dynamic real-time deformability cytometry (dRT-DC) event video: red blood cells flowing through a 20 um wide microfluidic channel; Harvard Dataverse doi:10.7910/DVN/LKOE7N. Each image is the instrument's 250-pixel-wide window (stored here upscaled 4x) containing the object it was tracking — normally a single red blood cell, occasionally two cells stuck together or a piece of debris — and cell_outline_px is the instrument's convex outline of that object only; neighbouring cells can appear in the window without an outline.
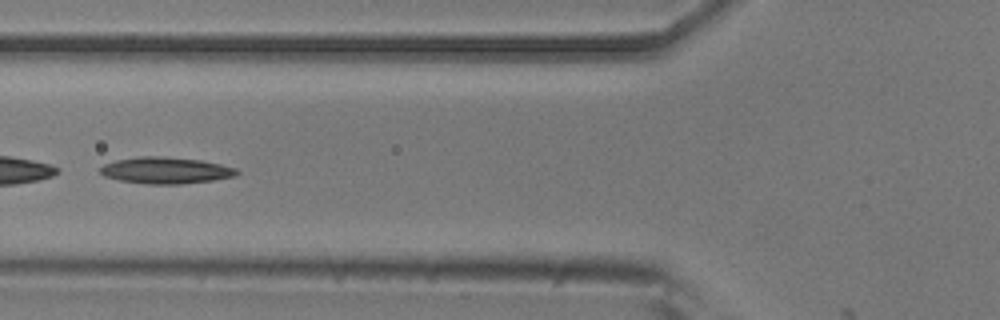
{"species": "common noctule bat (a hibernating species)", "species_latin": "Nyctalus noctula", "temperature_condition": "room temperature", "stored_images_in_passage": 50, "camera_frame_rate_fps": 3000, "um_per_image_px": 0.085, "animal": {"sex": "male", "body_mass_g": 20.5, "forearm_length_mm": 52.5}, "frame": {"image": 1, "passage_image": 19, "time_ms": 6.0, "image_size_px": [1000, 320], "cell_outline_px": [[240, 172], [236, 176], [212, 180], [180, 184], [148, 184], [120, 180], [104, 176], [100, 172], [100, 168], [104, 164], [116, 160], [144, 156], [160, 156], [200, 160], [220, 164], [236, 168]], "centroid_in_image_um": [14.1, 14.48], "position_along_channel_um": 111.7, "area_um2": 20.92}}
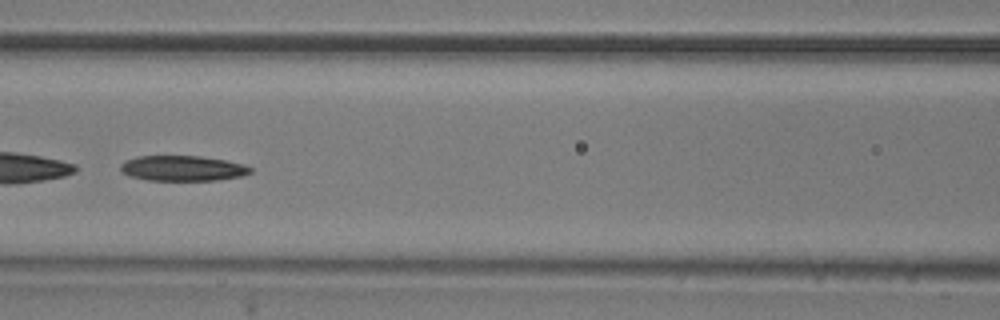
{"frame": {"image": 2, "passage_image": 22, "time_ms": 7.0, "image_size_px": [1000, 320], "cell_outline_px": [[252, 172], [244, 176], [216, 180], [148, 180], [128, 176], [120, 168], [120, 164], [124, 160], [136, 156], [200, 156], [224, 160], [244, 164], [252, 168]], "centroid_in_image_um": [15.52, 14.3], "position_along_channel_um": 151.1, "area_um2": 19.25}}
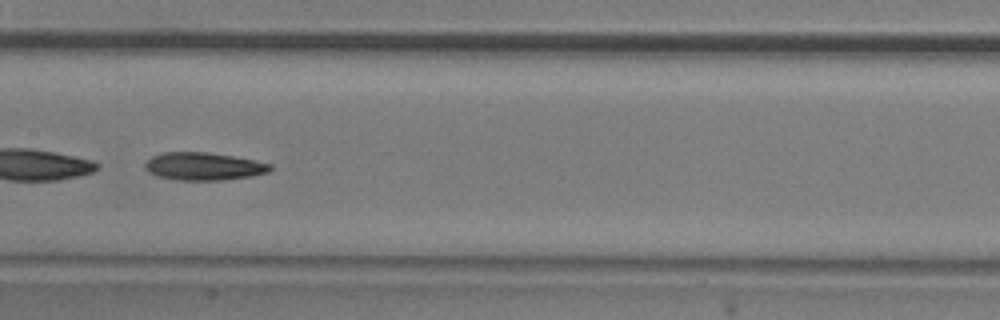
{"frame": {"image": 3, "passage_image": 25, "time_ms": 8.0, "image_size_px": [1000, 320], "cell_outline_px": [[272, 168], [268, 172], [252, 176], [220, 180], [176, 180], [160, 176], [148, 172], [144, 168], [144, 164], [152, 156], [164, 152], [208, 152], [232, 156], [272, 164]], "centroid_in_image_um": [17.29, 14.14], "position_along_channel_um": 190.1, "area_um2": 20.11}}